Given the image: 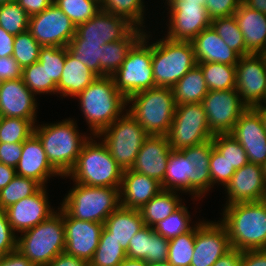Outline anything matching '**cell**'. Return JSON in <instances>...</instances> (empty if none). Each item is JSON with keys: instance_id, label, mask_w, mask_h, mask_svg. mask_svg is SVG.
Masks as SVG:
<instances>
[{"instance_id": "69", "label": "cell", "mask_w": 266, "mask_h": 266, "mask_svg": "<svg viewBox=\"0 0 266 266\" xmlns=\"http://www.w3.org/2000/svg\"><path fill=\"white\" fill-rule=\"evenodd\" d=\"M263 102H264V104H262ZM254 107H266V93H265V96L263 98V101H261L260 104L255 105Z\"/></svg>"}, {"instance_id": "3", "label": "cell", "mask_w": 266, "mask_h": 266, "mask_svg": "<svg viewBox=\"0 0 266 266\" xmlns=\"http://www.w3.org/2000/svg\"><path fill=\"white\" fill-rule=\"evenodd\" d=\"M76 121L65 119L60 122L37 126L34 134L42 143L47 159L51 166L61 175L66 177L74 167L81 152L83 144L90 138L80 135Z\"/></svg>"}, {"instance_id": "44", "label": "cell", "mask_w": 266, "mask_h": 266, "mask_svg": "<svg viewBox=\"0 0 266 266\" xmlns=\"http://www.w3.org/2000/svg\"><path fill=\"white\" fill-rule=\"evenodd\" d=\"M214 148L227 160L235 170L248 163L243 146L229 133L215 134L212 138Z\"/></svg>"}, {"instance_id": "29", "label": "cell", "mask_w": 266, "mask_h": 266, "mask_svg": "<svg viewBox=\"0 0 266 266\" xmlns=\"http://www.w3.org/2000/svg\"><path fill=\"white\" fill-rule=\"evenodd\" d=\"M145 223L138 209L119 206L105 220L104 227L112 233L122 248L127 251L130 239L143 227Z\"/></svg>"}, {"instance_id": "72", "label": "cell", "mask_w": 266, "mask_h": 266, "mask_svg": "<svg viewBox=\"0 0 266 266\" xmlns=\"http://www.w3.org/2000/svg\"><path fill=\"white\" fill-rule=\"evenodd\" d=\"M4 82V79L0 76V88H1V85L3 84Z\"/></svg>"}, {"instance_id": "31", "label": "cell", "mask_w": 266, "mask_h": 266, "mask_svg": "<svg viewBox=\"0 0 266 266\" xmlns=\"http://www.w3.org/2000/svg\"><path fill=\"white\" fill-rule=\"evenodd\" d=\"M145 29L135 28L125 39L103 44L101 48L100 77L113 76L121 67L132 46L144 35Z\"/></svg>"}, {"instance_id": "50", "label": "cell", "mask_w": 266, "mask_h": 266, "mask_svg": "<svg viewBox=\"0 0 266 266\" xmlns=\"http://www.w3.org/2000/svg\"><path fill=\"white\" fill-rule=\"evenodd\" d=\"M151 227L144 226L131 239L126 251L130 259L144 260L150 263Z\"/></svg>"}, {"instance_id": "13", "label": "cell", "mask_w": 266, "mask_h": 266, "mask_svg": "<svg viewBox=\"0 0 266 266\" xmlns=\"http://www.w3.org/2000/svg\"><path fill=\"white\" fill-rule=\"evenodd\" d=\"M28 31L41 46L67 47L76 26L54 3L41 13L29 16Z\"/></svg>"}, {"instance_id": "2", "label": "cell", "mask_w": 266, "mask_h": 266, "mask_svg": "<svg viewBox=\"0 0 266 266\" xmlns=\"http://www.w3.org/2000/svg\"><path fill=\"white\" fill-rule=\"evenodd\" d=\"M76 98L93 136L127 111V98L117 90L112 76L96 77Z\"/></svg>"}, {"instance_id": "56", "label": "cell", "mask_w": 266, "mask_h": 266, "mask_svg": "<svg viewBox=\"0 0 266 266\" xmlns=\"http://www.w3.org/2000/svg\"><path fill=\"white\" fill-rule=\"evenodd\" d=\"M0 76L4 80L22 78V68L12 57H0Z\"/></svg>"}, {"instance_id": "49", "label": "cell", "mask_w": 266, "mask_h": 266, "mask_svg": "<svg viewBox=\"0 0 266 266\" xmlns=\"http://www.w3.org/2000/svg\"><path fill=\"white\" fill-rule=\"evenodd\" d=\"M22 80L35 95L48 94V75L39 61L22 69Z\"/></svg>"}, {"instance_id": "6", "label": "cell", "mask_w": 266, "mask_h": 266, "mask_svg": "<svg viewBox=\"0 0 266 266\" xmlns=\"http://www.w3.org/2000/svg\"><path fill=\"white\" fill-rule=\"evenodd\" d=\"M127 109L149 135H167L176 110L172 88L153 87L130 96Z\"/></svg>"}, {"instance_id": "51", "label": "cell", "mask_w": 266, "mask_h": 266, "mask_svg": "<svg viewBox=\"0 0 266 266\" xmlns=\"http://www.w3.org/2000/svg\"><path fill=\"white\" fill-rule=\"evenodd\" d=\"M235 171L236 170L230 166L227 160L213 147L210 155L209 166L212 187L216 183L225 187Z\"/></svg>"}, {"instance_id": "64", "label": "cell", "mask_w": 266, "mask_h": 266, "mask_svg": "<svg viewBox=\"0 0 266 266\" xmlns=\"http://www.w3.org/2000/svg\"><path fill=\"white\" fill-rule=\"evenodd\" d=\"M242 2L251 9L266 14V0H242Z\"/></svg>"}, {"instance_id": "71", "label": "cell", "mask_w": 266, "mask_h": 266, "mask_svg": "<svg viewBox=\"0 0 266 266\" xmlns=\"http://www.w3.org/2000/svg\"><path fill=\"white\" fill-rule=\"evenodd\" d=\"M262 167H263V172H264V175H265V178H266V161H265V163L262 165Z\"/></svg>"}, {"instance_id": "33", "label": "cell", "mask_w": 266, "mask_h": 266, "mask_svg": "<svg viewBox=\"0 0 266 266\" xmlns=\"http://www.w3.org/2000/svg\"><path fill=\"white\" fill-rule=\"evenodd\" d=\"M176 193L178 192L161 190L139 209L145 226L153 227L182 205V199Z\"/></svg>"}, {"instance_id": "26", "label": "cell", "mask_w": 266, "mask_h": 266, "mask_svg": "<svg viewBox=\"0 0 266 266\" xmlns=\"http://www.w3.org/2000/svg\"><path fill=\"white\" fill-rule=\"evenodd\" d=\"M162 189L156 179L135 172L123 170L120 187V204L129 209H140Z\"/></svg>"}, {"instance_id": "60", "label": "cell", "mask_w": 266, "mask_h": 266, "mask_svg": "<svg viewBox=\"0 0 266 266\" xmlns=\"http://www.w3.org/2000/svg\"><path fill=\"white\" fill-rule=\"evenodd\" d=\"M47 266H89V263L63 252L57 255Z\"/></svg>"}, {"instance_id": "68", "label": "cell", "mask_w": 266, "mask_h": 266, "mask_svg": "<svg viewBox=\"0 0 266 266\" xmlns=\"http://www.w3.org/2000/svg\"><path fill=\"white\" fill-rule=\"evenodd\" d=\"M148 266H172L168 261L149 263Z\"/></svg>"}, {"instance_id": "15", "label": "cell", "mask_w": 266, "mask_h": 266, "mask_svg": "<svg viewBox=\"0 0 266 266\" xmlns=\"http://www.w3.org/2000/svg\"><path fill=\"white\" fill-rule=\"evenodd\" d=\"M166 2L170 16L167 38L192 41L202 30L211 26V19L204 5L185 3L183 0Z\"/></svg>"}, {"instance_id": "47", "label": "cell", "mask_w": 266, "mask_h": 266, "mask_svg": "<svg viewBox=\"0 0 266 266\" xmlns=\"http://www.w3.org/2000/svg\"><path fill=\"white\" fill-rule=\"evenodd\" d=\"M41 47L42 46L27 30L23 33L15 35L12 57L23 69L39 60Z\"/></svg>"}, {"instance_id": "4", "label": "cell", "mask_w": 266, "mask_h": 266, "mask_svg": "<svg viewBox=\"0 0 266 266\" xmlns=\"http://www.w3.org/2000/svg\"><path fill=\"white\" fill-rule=\"evenodd\" d=\"M92 137L83 144L72 170L73 182L86 186L120 188L123 170L110 155L106 145Z\"/></svg>"}, {"instance_id": "19", "label": "cell", "mask_w": 266, "mask_h": 266, "mask_svg": "<svg viewBox=\"0 0 266 266\" xmlns=\"http://www.w3.org/2000/svg\"><path fill=\"white\" fill-rule=\"evenodd\" d=\"M244 148L248 162L263 165L266 161V129L254 108H248L229 133Z\"/></svg>"}, {"instance_id": "45", "label": "cell", "mask_w": 266, "mask_h": 266, "mask_svg": "<svg viewBox=\"0 0 266 266\" xmlns=\"http://www.w3.org/2000/svg\"><path fill=\"white\" fill-rule=\"evenodd\" d=\"M75 26L87 22L101 10L100 4L94 0H53Z\"/></svg>"}, {"instance_id": "62", "label": "cell", "mask_w": 266, "mask_h": 266, "mask_svg": "<svg viewBox=\"0 0 266 266\" xmlns=\"http://www.w3.org/2000/svg\"><path fill=\"white\" fill-rule=\"evenodd\" d=\"M242 251L231 249L224 256L220 257L213 266H241Z\"/></svg>"}, {"instance_id": "46", "label": "cell", "mask_w": 266, "mask_h": 266, "mask_svg": "<svg viewBox=\"0 0 266 266\" xmlns=\"http://www.w3.org/2000/svg\"><path fill=\"white\" fill-rule=\"evenodd\" d=\"M29 15L17 3L11 2L0 6V27L12 35L28 30Z\"/></svg>"}, {"instance_id": "52", "label": "cell", "mask_w": 266, "mask_h": 266, "mask_svg": "<svg viewBox=\"0 0 266 266\" xmlns=\"http://www.w3.org/2000/svg\"><path fill=\"white\" fill-rule=\"evenodd\" d=\"M15 234L5 211L0 209V257L17 250L18 235Z\"/></svg>"}, {"instance_id": "41", "label": "cell", "mask_w": 266, "mask_h": 266, "mask_svg": "<svg viewBox=\"0 0 266 266\" xmlns=\"http://www.w3.org/2000/svg\"><path fill=\"white\" fill-rule=\"evenodd\" d=\"M195 244V227L169 240L167 261L172 266H190Z\"/></svg>"}, {"instance_id": "1", "label": "cell", "mask_w": 266, "mask_h": 266, "mask_svg": "<svg viewBox=\"0 0 266 266\" xmlns=\"http://www.w3.org/2000/svg\"><path fill=\"white\" fill-rule=\"evenodd\" d=\"M223 211L220 222L233 249H266V200L226 205Z\"/></svg>"}, {"instance_id": "35", "label": "cell", "mask_w": 266, "mask_h": 266, "mask_svg": "<svg viewBox=\"0 0 266 266\" xmlns=\"http://www.w3.org/2000/svg\"><path fill=\"white\" fill-rule=\"evenodd\" d=\"M126 258V251L105 227L89 266H119Z\"/></svg>"}, {"instance_id": "39", "label": "cell", "mask_w": 266, "mask_h": 266, "mask_svg": "<svg viewBox=\"0 0 266 266\" xmlns=\"http://www.w3.org/2000/svg\"><path fill=\"white\" fill-rule=\"evenodd\" d=\"M42 186L31 178L16 175L12 181L0 191V209L5 210L19 200L32 196Z\"/></svg>"}, {"instance_id": "57", "label": "cell", "mask_w": 266, "mask_h": 266, "mask_svg": "<svg viewBox=\"0 0 266 266\" xmlns=\"http://www.w3.org/2000/svg\"><path fill=\"white\" fill-rule=\"evenodd\" d=\"M241 266H266V249L242 251Z\"/></svg>"}, {"instance_id": "58", "label": "cell", "mask_w": 266, "mask_h": 266, "mask_svg": "<svg viewBox=\"0 0 266 266\" xmlns=\"http://www.w3.org/2000/svg\"><path fill=\"white\" fill-rule=\"evenodd\" d=\"M29 16L41 13L53 4V0H17Z\"/></svg>"}, {"instance_id": "37", "label": "cell", "mask_w": 266, "mask_h": 266, "mask_svg": "<svg viewBox=\"0 0 266 266\" xmlns=\"http://www.w3.org/2000/svg\"><path fill=\"white\" fill-rule=\"evenodd\" d=\"M209 91L236 89V66L216 62L197 63Z\"/></svg>"}, {"instance_id": "48", "label": "cell", "mask_w": 266, "mask_h": 266, "mask_svg": "<svg viewBox=\"0 0 266 266\" xmlns=\"http://www.w3.org/2000/svg\"><path fill=\"white\" fill-rule=\"evenodd\" d=\"M67 51L74 59L85 64L91 72H93L97 77H100V44L68 43Z\"/></svg>"}, {"instance_id": "42", "label": "cell", "mask_w": 266, "mask_h": 266, "mask_svg": "<svg viewBox=\"0 0 266 266\" xmlns=\"http://www.w3.org/2000/svg\"><path fill=\"white\" fill-rule=\"evenodd\" d=\"M191 215L185 205H181L168 217L153 226V230L164 238L170 240L183 233L190 231Z\"/></svg>"}, {"instance_id": "17", "label": "cell", "mask_w": 266, "mask_h": 266, "mask_svg": "<svg viewBox=\"0 0 266 266\" xmlns=\"http://www.w3.org/2000/svg\"><path fill=\"white\" fill-rule=\"evenodd\" d=\"M236 91L250 108L261 103L266 93V59L263 54L239 58L236 65Z\"/></svg>"}, {"instance_id": "12", "label": "cell", "mask_w": 266, "mask_h": 266, "mask_svg": "<svg viewBox=\"0 0 266 266\" xmlns=\"http://www.w3.org/2000/svg\"><path fill=\"white\" fill-rule=\"evenodd\" d=\"M201 104L209 129L214 135L230 133L240 116L249 108L236 89L211 90Z\"/></svg>"}, {"instance_id": "53", "label": "cell", "mask_w": 266, "mask_h": 266, "mask_svg": "<svg viewBox=\"0 0 266 266\" xmlns=\"http://www.w3.org/2000/svg\"><path fill=\"white\" fill-rule=\"evenodd\" d=\"M242 0H206V10L211 20L234 15Z\"/></svg>"}, {"instance_id": "23", "label": "cell", "mask_w": 266, "mask_h": 266, "mask_svg": "<svg viewBox=\"0 0 266 266\" xmlns=\"http://www.w3.org/2000/svg\"><path fill=\"white\" fill-rule=\"evenodd\" d=\"M171 151L167 136L149 135L144 140L131 169L162 183Z\"/></svg>"}, {"instance_id": "8", "label": "cell", "mask_w": 266, "mask_h": 266, "mask_svg": "<svg viewBox=\"0 0 266 266\" xmlns=\"http://www.w3.org/2000/svg\"><path fill=\"white\" fill-rule=\"evenodd\" d=\"M197 64L191 41L167 37L152 43V70L155 87L172 88Z\"/></svg>"}, {"instance_id": "5", "label": "cell", "mask_w": 266, "mask_h": 266, "mask_svg": "<svg viewBox=\"0 0 266 266\" xmlns=\"http://www.w3.org/2000/svg\"><path fill=\"white\" fill-rule=\"evenodd\" d=\"M55 211L47 220L17 237V250L35 266H47L65 251L63 209Z\"/></svg>"}, {"instance_id": "61", "label": "cell", "mask_w": 266, "mask_h": 266, "mask_svg": "<svg viewBox=\"0 0 266 266\" xmlns=\"http://www.w3.org/2000/svg\"><path fill=\"white\" fill-rule=\"evenodd\" d=\"M15 36L0 27V57L12 56Z\"/></svg>"}, {"instance_id": "9", "label": "cell", "mask_w": 266, "mask_h": 266, "mask_svg": "<svg viewBox=\"0 0 266 266\" xmlns=\"http://www.w3.org/2000/svg\"><path fill=\"white\" fill-rule=\"evenodd\" d=\"M146 32L129 50L121 67L113 74L117 90L127 99L155 87L152 70V44ZM149 45H148V44Z\"/></svg>"}, {"instance_id": "73", "label": "cell", "mask_w": 266, "mask_h": 266, "mask_svg": "<svg viewBox=\"0 0 266 266\" xmlns=\"http://www.w3.org/2000/svg\"><path fill=\"white\" fill-rule=\"evenodd\" d=\"M94 1H96L98 4H102V2H103V0H94Z\"/></svg>"}, {"instance_id": "21", "label": "cell", "mask_w": 266, "mask_h": 266, "mask_svg": "<svg viewBox=\"0 0 266 266\" xmlns=\"http://www.w3.org/2000/svg\"><path fill=\"white\" fill-rule=\"evenodd\" d=\"M47 188L41 187L32 196L25 197L4 211L14 232L22 233L47 220L55 213L49 205Z\"/></svg>"}, {"instance_id": "34", "label": "cell", "mask_w": 266, "mask_h": 266, "mask_svg": "<svg viewBox=\"0 0 266 266\" xmlns=\"http://www.w3.org/2000/svg\"><path fill=\"white\" fill-rule=\"evenodd\" d=\"M190 161L180 150H172L161 183L163 190L189 193Z\"/></svg>"}, {"instance_id": "32", "label": "cell", "mask_w": 266, "mask_h": 266, "mask_svg": "<svg viewBox=\"0 0 266 266\" xmlns=\"http://www.w3.org/2000/svg\"><path fill=\"white\" fill-rule=\"evenodd\" d=\"M176 105L201 103L209 92L201 67L196 64L173 87Z\"/></svg>"}, {"instance_id": "55", "label": "cell", "mask_w": 266, "mask_h": 266, "mask_svg": "<svg viewBox=\"0 0 266 266\" xmlns=\"http://www.w3.org/2000/svg\"><path fill=\"white\" fill-rule=\"evenodd\" d=\"M23 143H0V162L16 167L22 156Z\"/></svg>"}, {"instance_id": "65", "label": "cell", "mask_w": 266, "mask_h": 266, "mask_svg": "<svg viewBox=\"0 0 266 266\" xmlns=\"http://www.w3.org/2000/svg\"><path fill=\"white\" fill-rule=\"evenodd\" d=\"M144 260L125 258L119 266H148Z\"/></svg>"}, {"instance_id": "36", "label": "cell", "mask_w": 266, "mask_h": 266, "mask_svg": "<svg viewBox=\"0 0 266 266\" xmlns=\"http://www.w3.org/2000/svg\"><path fill=\"white\" fill-rule=\"evenodd\" d=\"M66 57V47L42 46L39 62L48 75V93L57 94V85L61 79Z\"/></svg>"}, {"instance_id": "25", "label": "cell", "mask_w": 266, "mask_h": 266, "mask_svg": "<svg viewBox=\"0 0 266 266\" xmlns=\"http://www.w3.org/2000/svg\"><path fill=\"white\" fill-rule=\"evenodd\" d=\"M214 147L212 140L193 145L180 151L190 161L189 194L201 199L212 187L209 166L210 155Z\"/></svg>"}, {"instance_id": "59", "label": "cell", "mask_w": 266, "mask_h": 266, "mask_svg": "<svg viewBox=\"0 0 266 266\" xmlns=\"http://www.w3.org/2000/svg\"><path fill=\"white\" fill-rule=\"evenodd\" d=\"M0 266H35L25 256H23L18 250L7 253L0 257Z\"/></svg>"}, {"instance_id": "22", "label": "cell", "mask_w": 266, "mask_h": 266, "mask_svg": "<svg viewBox=\"0 0 266 266\" xmlns=\"http://www.w3.org/2000/svg\"><path fill=\"white\" fill-rule=\"evenodd\" d=\"M22 78L4 80L0 88L1 117L36 120L37 100Z\"/></svg>"}, {"instance_id": "27", "label": "cell", "mask_w": 266, "mask_h": 266, "mask_svg": "<svg viewBox=\"0 0 266 266\" xmlns=\"http://www.w3.org/2000/svg\"><path fill=\"white\" fill-rule=\"evenodd\" d=\"M191 42L197 63L238 64L240 56L225 44L212 26L202 30Z\"/></svg>"}, {"instance_id": "7", "label": "cell", "mask_w": 266, "mask_h": 266, "mask_svg": "<svg viewBox=\"0 0 266 266\" xmlns=\"http://www.w3.org/2000/svg\"><path fill=\"white\" fill-rule=\"evenodd\" d=\"M74 184L61 203V208L70 217L104 224L107 217L121 205L120 188Z\"/></svg>"}, {"instance_id": "11", "label": "cell", "mask_w": 266, "mask_h": 266, "mask_svg": "<svg viewBox=\"0 0 266 266\" xmlns=\"http://www.w3.org/2000/svg\"><path fill=\"white\" fill-rule=\"evenodd\" d=\"M166 136L172 150H181L212 140L214 134L207 124L203 105H176L173 121Z\"/></svg>"}, {"instance_id": "20", "label": "cell", "mask_w": 266, "mask_h": 266, "mask_svg": "<svg viewBox=\"0 0 266 266\" xmlns=\"http://www.w3.org/2000/svg\"><path fill=\"white\" fill-rule=\"evenodd\" d=\"M224 188L228 195L225 205L265 200L266 178L263 167L248 162L235 171Z\"/></svg>"}, {"instance_id": "30", "label": "cell", "mask_w": 266, "mask_h": 266, "mask_svg": "<svg viewBox=\"0 0 266 266\" xmlns=\"http://www.w3.org/2000/svg\"><path fill=\"white\" fill-rule=\"evenodd\" d=\"M96 75L80 61L74 59L67 51L61 79L57 85V93L62 97H76L95 79Z\"/></svg>"}, {"instance_id": "70", "label": "cell", "mask_w": 266, "mask_h": 266, "mask_svg": "<svg viewBox=\"0 0 266 266\" xmlns=\"http://www.w3.org/2000/svg\"><path fill=\"white\" fill-rule=\"evenodd\" d=\"M11 2H17V0H0V6Z\"/></svg>"}, {"instance_id": "28", "label": "cell", "mask_w": 266, "mask_h": 266, "mask_svg": "<svg viewBox=\"0 0 266 266\" xmlns=\"http://www.w3.org/2000/svg\"><path fill=\"white\" fill-rule=\"evenodd\" d=\"M234 16L243 34L246 50L250 54H263L266 51V14L242 2Z\"/></svg>"}, {"instance_id": "10", "label": "cell", "mask_w": 266, "mask_h": 266, "mask_svg": "<svg viewBox=\"0 0 266 266\" xmlns=\"http://www.w3.org/2000/svg\"><path fill=\"white\" fill-rule=\"evenodd\" d=\"M125 113L94 137H104L102 142L122 170L132 168L144 140L149 136L129 112Z\"/></svg>"}, {"instance_id": "67", "label": "cell", "mask_w": 266, "mask_h": 266, "mask_svg": "<svg viewBox=\"0 0 266 266\" xmlns=\"http://www.w3.org/2000/svg\"><path fill=\"white\" fill-rule=\"evenodd\" d=\"M185 3H192V4H200L204 5L206 4V0H183Z\"/></svg>"}, {"instance_id": "40", "label": "cell", "mask_w": 266, "mask_h": 266, "mask_svg": "<svg viewBox=\"0 0 266 266\" xmlns=\"http://www.w3.org/2000/svg\"><path fill=\"white\" fill-rule=\"evenodd\" d=\"M100 7L103 11L127 19L136 28L145 27L143 0H103Z\"/></svg>"}, {"instance_id": "43", "label": "cell", "mask_w": 266, "mask_h": 266, "mask_svg": "<svg viewBox=\"0 0 266 266\" xmlns=\"http://www.w3.org/2000/svg\"><path fill=\"white\" fill-rule=\"evenodd\" d=\"M36 120L1 117L0 143H23L34 133Z\"/></svg>"}, {"instance_id": "66", "label": "cell", "mask_w": 266, "mask_h": 266, "mask_svg": "<svg viewBox=\"0 0 266 266\" xmlns=\"http://www.w3.org/2000/svg\"><path fill=\"white\" fill-rule=\"evenodd\" d=\"M260 115L263 125L266 129V107H253Z\"/></svg>"}, {"instance_id": "38", "label": "cell", "mask_w": 266, "mask_h": 266, "mask_svg": "<svg viewBox=\"0 0 266 266\" xmlns=\"http://www.w3.org/2000/svg\"><path fill=\"white\" fill-rule=\"evenodd\" d=\"M211 26L223 39L225 44L234 50L240 57L249 55L243 39V34L239 29L234 15L225 16L211 20Z\"/></svg>"}, {"instance_id": "14", "label": "cell", "mask_w": 266, "mask_h": 266, "mask_svg": "<svg viewBox=\"0 0 266 266\" xmlns=\"http://www.w3.org/2000/svg\"><path fill=\"white\" fill-rule=\"evenodd\" d=\"M136 27L123 17L100 10L87 22L76 26L69 43L103 44L125 39Z\"/></svg>"}, {"instance_id": "18", "label": "cell", "mask_w": 266, "mask_h": 266, "mask_svg": "<svg viewBox=\"0 0 266 266\" xmlns=\"http://www.w3.org/2000/svg\"><path fill=\"white\" fill-rule=\"evenodd\" d=\"M63 224L66 238L64 252L89 263L99 245L104 224L70 217L64 210Z\"/></svg>"}, {"instance_id": "24", "label": "cell", "mask_w": 266, "mask_h": 266, "mask_svg": "<svg viewBox=\"0 0 266 266\" xmlns=\"http://www.w3.org/2000/svg\"><path fill=\"white\" fill-rule=\"evenodd\" d=\"M16 174L37 181L42 187L51 176H61L50 164L39 138L33 133L23 142L22 156Z\"/></svg>"}, {"instance_id": "16", "label": "cell", "mask_w": 266, "mask_h": 266, "mask_svg": "<svg viewBox=\"0 0 266 266\" xmlns=\"http://www.w3.org/2000/svg\"><path fill=\"white\" fill-rule=\"evenodd\" d=\"M196 224L190 266H213L220 257L232 249L227 229L220 221H200Z\"/></svg>"}, {"instance_id": "54", "label": "cell", "mask_w": 266, "mask_h": 266, "mask_svg": "<svg viewBox=\"0 0 266 266\" xmlns=\"http://www.w3.org/2000/svg\"><path fill=\"white\" fill-rule=\"evenodd\" d=\"M169 240L151 227L150 263L167 261Z\"/></svg>"}, {"instance_id": "63", "label": "cell", "mask_w": 266, "mask_h": 266, "mask_svg": "<svg viewBox=\"0 0 266 266\" xmlns=\"http://www.w3.org/2000/svg\"><path fill=\"white\" fill-rule=\"evenodd\" d=\"M16 175L17 174L14 167L2 164L0 162V191L6 187Z\"/></svg>"}]
</instances>
